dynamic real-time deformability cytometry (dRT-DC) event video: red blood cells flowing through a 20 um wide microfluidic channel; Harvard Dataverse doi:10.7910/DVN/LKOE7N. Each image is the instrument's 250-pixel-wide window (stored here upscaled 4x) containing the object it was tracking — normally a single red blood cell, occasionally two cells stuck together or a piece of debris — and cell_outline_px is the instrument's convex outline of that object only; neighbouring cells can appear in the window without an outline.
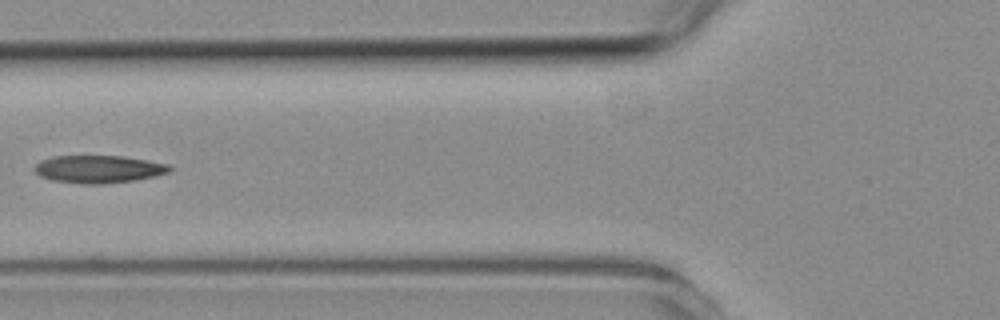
{"species": "common noctule bat (a hibernating species)", "species_latin": "Nyctalus noctula", "temperature_condition": "room temperature", "stored_images_in_passage": 4, "camera_frame_rate_fps": 3000, "um_per_image_px": 0.085, "animal": {"sex": "female", "body_mass_g": 19.3, "forearm_length_mm": 54.1}, "frame": {"image": 1, "passage_image": 4, "time_ms": 4.333, "image_size_px": [1000, 320], "cell_outline_px": [[172, 172], [156, 176], [136, 180], [104, 184], [84, 184], [52, 180], [40, 176], [32, 168], [40, 160], [56, 156], [120, 156], [148, 160], [168, 164], [172, 168]], "centroid_in_image_um": [8.4, 14.38], "position_along_channel_um": 117.4, "area_um2": 21.91}}